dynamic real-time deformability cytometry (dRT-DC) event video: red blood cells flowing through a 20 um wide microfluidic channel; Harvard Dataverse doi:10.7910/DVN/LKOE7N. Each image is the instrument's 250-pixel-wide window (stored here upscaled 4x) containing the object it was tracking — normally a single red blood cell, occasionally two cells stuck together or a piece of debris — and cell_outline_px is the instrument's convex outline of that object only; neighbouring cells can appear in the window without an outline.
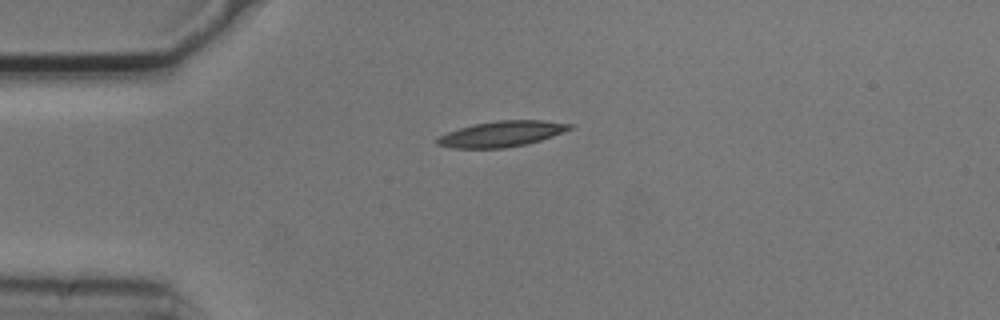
{"species": "common noctule bat (a hibernating species)", "species_latin": "Nyctalus noctula", "temperature_condition": "cold", "stored_images_in_passage": 2, "camera_frame_rate_fps": 3000, "um_per_image_px": 0.085, "animal": {"sex": "male", "body_mass_g": 20.5, "forearm_length_mm": 52.5}, "frame": {"image": 1, "passage_image": 2, "time_ms": 0.333, "image_size_px": [1000, 320], "cell_outline_px": [[576, 124], [572, 128], [552, 136], [528, 144], [504, 148], [452, 148], [436, 144], [436, 140], [440, 136], [448, 132], [472, 124], [496, 120], [544, 120]], "centroid_in_image_um": [42.67, 11.37], "position_along_channel_um": 42.3, "area_um2": 19.88}}